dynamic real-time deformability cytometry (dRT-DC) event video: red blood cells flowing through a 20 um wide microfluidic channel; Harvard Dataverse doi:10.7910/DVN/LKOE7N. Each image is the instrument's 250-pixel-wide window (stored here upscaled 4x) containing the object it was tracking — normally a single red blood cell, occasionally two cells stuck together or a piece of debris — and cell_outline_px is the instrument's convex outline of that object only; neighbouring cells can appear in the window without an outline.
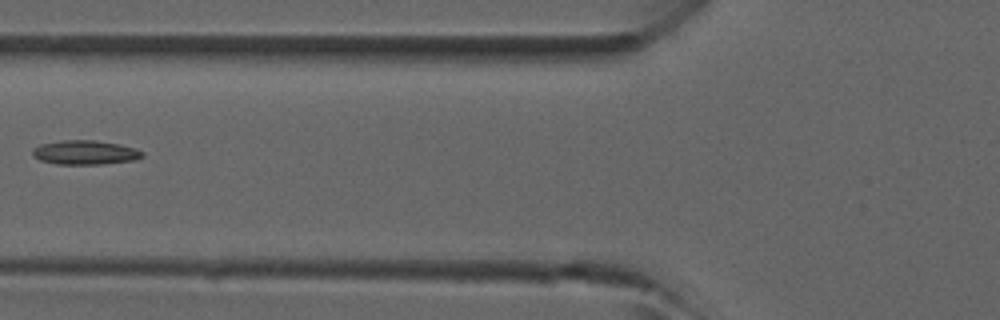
{"species": "common noctule bat (a hibernating species)", "species_latin": "Nyctalus noctula", "temperature_condition": "room temperature", "stored_images_in_passage": 5, "camera_frame_rate_fps": 3000, "um_per_image_px": 0.085, "animal": {"sex": "male", "forearm_length_mm": 52.5}, "frame": {"image": 1, "passage_image": 5, "time_ms": 1.333, "image_size_px": [1000, 320], "cell_outline_px": [[144, 156], [132, 160], [100, 164], [56, 164], [40, 160], [32, 156], [32, 148], [40, 144], [60, 140], [96, 140], [120, 144], [136, 148], [144, 152]], "centroid_in_image_um": [7.21, 12.95], "position_along_channel_um": 118.6, "area_um2": 15.61}}